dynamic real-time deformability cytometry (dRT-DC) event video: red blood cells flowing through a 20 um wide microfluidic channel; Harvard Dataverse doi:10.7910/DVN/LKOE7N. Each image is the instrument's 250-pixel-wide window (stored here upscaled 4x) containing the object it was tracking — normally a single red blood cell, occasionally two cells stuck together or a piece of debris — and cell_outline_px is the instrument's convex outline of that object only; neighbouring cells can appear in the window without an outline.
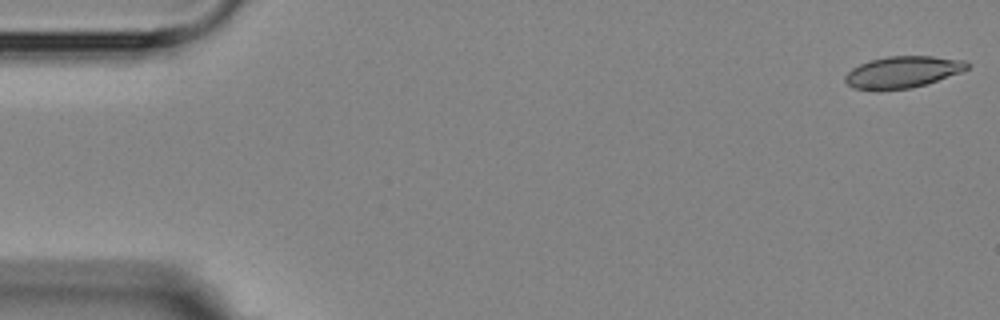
{"species": "Egyptian fruit bat (a non-hibernating species)", "species_latin": "Rousettus aegyptiacus", "temperature_condition": "room temperature", "stored_images_in_passage": 7, "camera_frame_rate_fps": 3000, "um_per_image_px": 0.085, "animal": {"sex": "female"}, "frame": {"image": 1, "passage_image": 1, "time_ms": 0.0, "image_size_px": [1000, 320], "cell_outline_px": [[972, 64], [968, 68], [960, 72], [912, 88], [876, 92], [852, 88], [844, 80], [844, 76], [852, 68], [868, 60], [888, 56], [932, 56], [964, 60]], "centroid_in_image_um": [76.66, 6.14], "position_along_channel_um": 8.3, "area_um2": 22.83}}
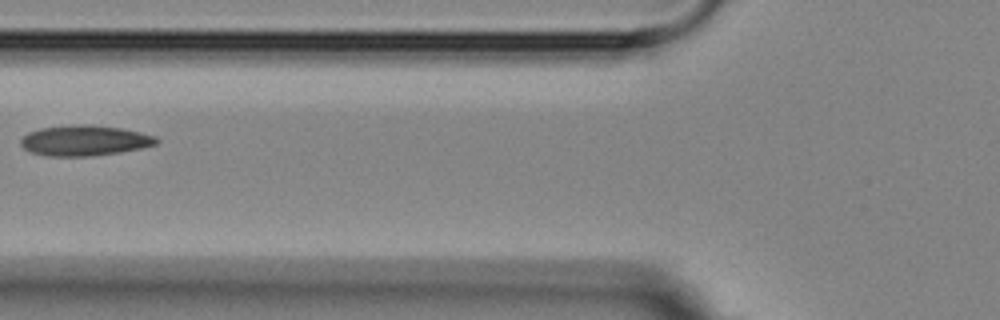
{"frame": {"image": 2, "passage_image": 6, "time_ms": 6.667, "image_size_px": [1000, 320], "cell_outline_px": [[160, 140], [156, 144], [140, 148], [120, 152], [88, 156], [44, 156], [32, 152], [24, 148], [20, 144], [20, 140], [28, 132], [40, 128], [80, 124], [88, 124], [120, 128], [140, 132], [156, 136]], "centroid_in_image_um": [7.18, 11.94], "position_along_channel_um": 118.6, "area_um2": 23.99}}
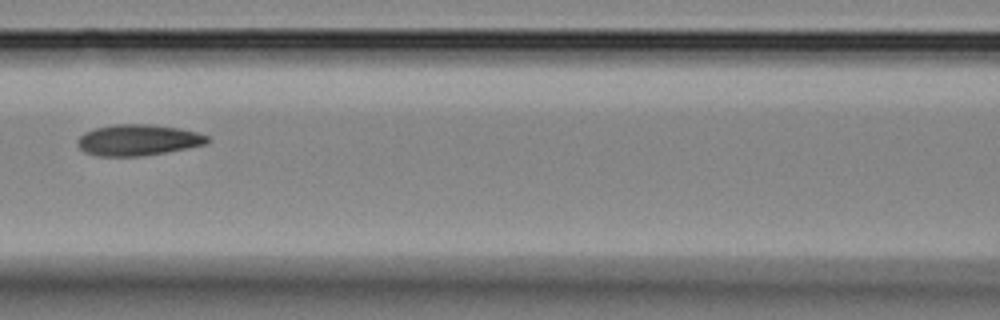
{"frame": {"image": 3, "passage_image": 7, "time_ms": 7.667, "image_size_px": [1000, 320], "cell_outline_px": [[212, 140], [208, 144], [188, 148], [144, 156], [96, 156], [84, 152], [76, 144], [76, 140], [84, 132], [96, 128], [116, 124], [148, 124], [180, 128], [196, 132], [208, 136]], "centroid_in_image_um": [11.74, 11.91], "position_along_channel_um": 154.9, "area_um2": 23.76}}